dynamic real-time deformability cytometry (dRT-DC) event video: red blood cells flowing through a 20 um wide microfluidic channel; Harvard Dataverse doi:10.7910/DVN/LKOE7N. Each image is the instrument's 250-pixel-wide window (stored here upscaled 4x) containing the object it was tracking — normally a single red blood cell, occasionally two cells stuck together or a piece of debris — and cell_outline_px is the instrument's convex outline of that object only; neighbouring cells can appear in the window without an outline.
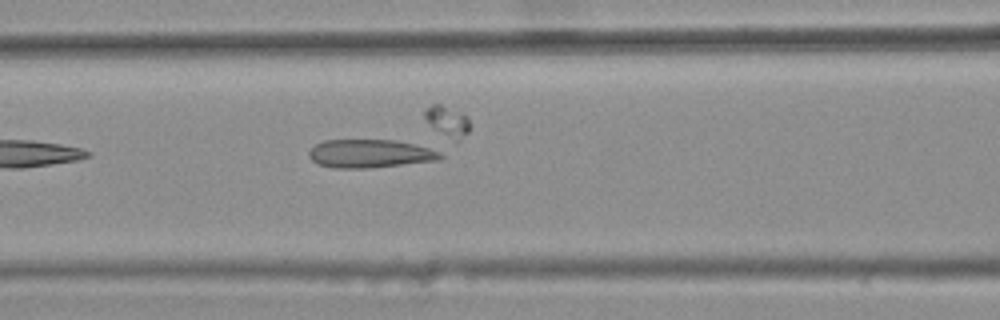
{"species": "common noctule bat (a hibernating species)", "species_latin": "Nyctalus noctula", "temperature_condition": "warm", "stored_images_in_passage": 3, "camera_frame_rate_fps": 3000, "um_per_image_px": 0.085, "animal": {"sex": "female", "body_mass_g": 25.1}, "frame": {"image": 1, "passage_image": 3, "time_ms": 0.667, "image_size_px": [1000, 320], "cell_outline_px": [[444, 156], [440, 160], [368, 168], [332, 168], [316, 164], [308, 156], [308, 152], [316, 144], [324, 140], [396, 140], [428, 148], [440, 152]], "centroid_in_image_um": [31.42, 13.06], "position_along_channel_um": 135.2, "area_um2": 21.68}}